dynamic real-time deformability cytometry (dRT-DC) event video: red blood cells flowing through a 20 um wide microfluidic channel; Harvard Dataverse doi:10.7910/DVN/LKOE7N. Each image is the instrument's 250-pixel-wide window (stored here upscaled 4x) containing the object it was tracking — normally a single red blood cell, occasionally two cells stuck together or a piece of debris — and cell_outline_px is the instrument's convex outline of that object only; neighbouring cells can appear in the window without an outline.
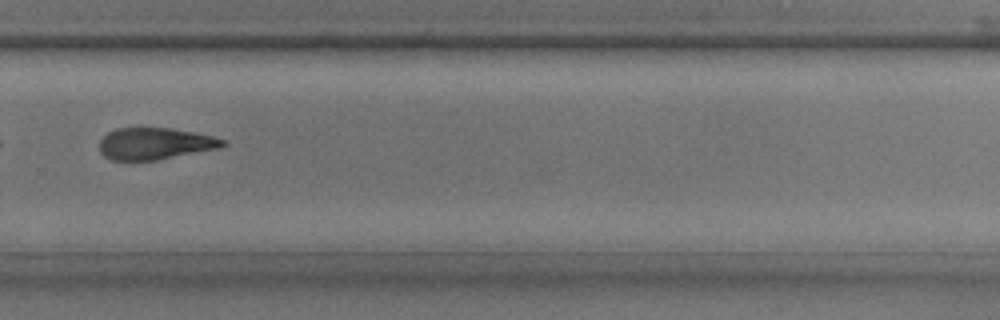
{"species": "common noctule bat (a hibernating species)", "species_latin": "Nyctalus noctula", "temperature_condition": "room temperature", "stored_images_in_passage": 17, "camera_frame_rate_fps": 3000, "um_per_image_px": 0.085, "animal": {"sex": "male", "body_mass_g": 17.9, "forearm_length_mm": 54.2}, "frame": {"image": 1, "passage_image": 15, "time_ms": 4.667, "image_size_px": [1000, 320], "cell_outline_px": [[228, 144], [220, 148], [156, 160], [112, 160], [104, 156], [100, 152], [100, 140], [108, 132], [116, 128], [168, 128], [192, 132], [212, 136], [228, 140]], "centroid_in_image_um": [13.2, 12.21], "position_along_channel_um": 316.6, "area_um2": 22.77}}